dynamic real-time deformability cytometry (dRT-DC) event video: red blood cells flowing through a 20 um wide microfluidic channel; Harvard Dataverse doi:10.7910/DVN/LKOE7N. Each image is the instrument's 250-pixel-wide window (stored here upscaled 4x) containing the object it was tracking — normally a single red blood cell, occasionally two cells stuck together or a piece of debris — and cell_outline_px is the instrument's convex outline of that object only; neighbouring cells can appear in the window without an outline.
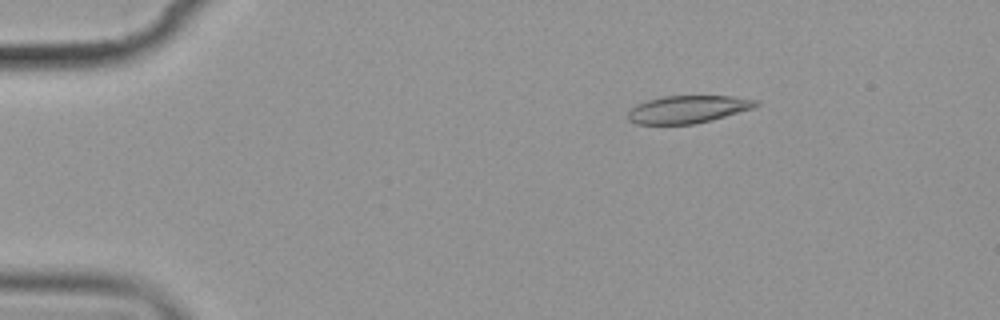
{"species": "common noctule bat (a hibernating species)", "species_latin": "Nyctalus noctula", "temperature_condition": "cold", "stored_images_in_passage": 5, "camera_frame_rate_fps": 3000, "um_per_image_px": 0.085, "animal": {"sex": "female", "body_mass_g": 19.9}, "frame": {"image": 1, "passage_image": 3, "time_ms": 2.333, "image_size_px": [1000, 320], "cell_outline_px": [[760, 104], [752, 108], [712, 120], [692, 124], [636, 124], [628, 120], [628, 112], [636, 104], [648, 100], [664, 96], [732, 96], [760, 100]], "centroid_in_image_um": [58.47, 9.29], "position_along_channel_um": 26.5, "area_um2": 20.52}}